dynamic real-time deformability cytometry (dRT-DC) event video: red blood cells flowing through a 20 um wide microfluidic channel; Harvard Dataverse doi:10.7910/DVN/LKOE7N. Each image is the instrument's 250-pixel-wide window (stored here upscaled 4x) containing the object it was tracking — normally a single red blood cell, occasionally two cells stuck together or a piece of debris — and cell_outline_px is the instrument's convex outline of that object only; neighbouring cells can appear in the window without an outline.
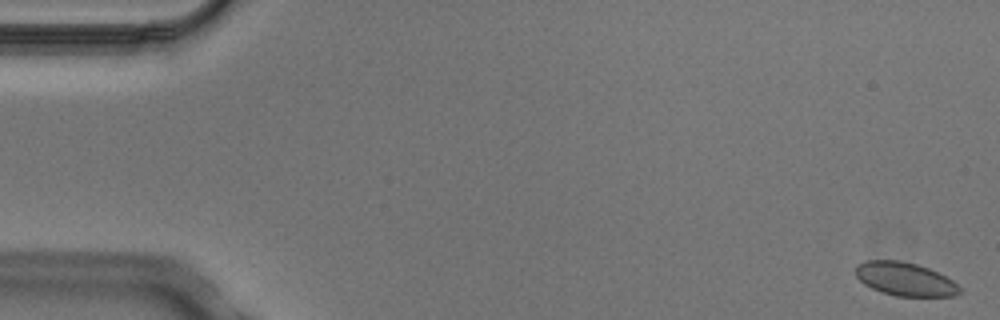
{"species": "Egyptian fruit bat (a non-hibernating species)", "species_latin": "Rousettus aegyptiacus", "temperature_condition": "cold", "stored_images_in_passage": 5, "camera_frame_rate_fps": 3000, "um_per_image_px": 0.085, "animal": {"sex": "male"}, "frame": {"image": 1, "passage_image": 1, "time_ms": 0.0, "image_size_px": [1000, 320], "cell_outline_px": [[960, 292], [956, 296], [896, 296], [880, 292], [864, 284], [856, 276], [856, 264], [864, 260], [900, 260], [916, 264], [928, 268], [952, 280], [960, 288]], "centroid_in_image_um": [76.89, 23.72], "position_along_channel_um": 8.1, "area_um2": 20.23}}
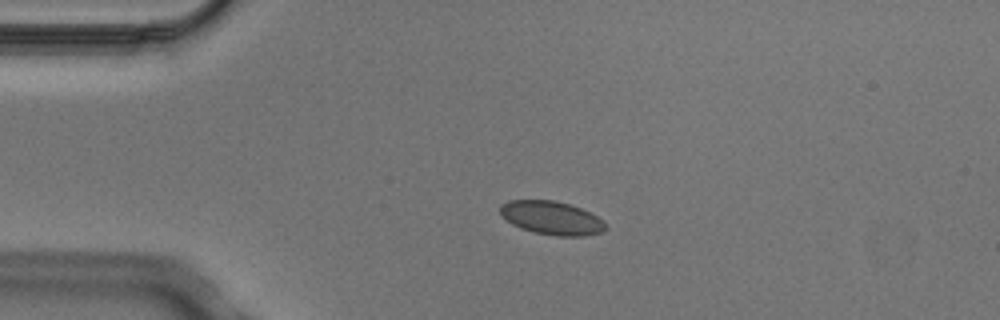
{"frame": {"image": 2, "passage_image": 4, "time_ms": 1.0, "image_size_px": [1000, 320], "cell_outline_px": [[608, 228], [604, 232], [584, 236], [556, 236], [536, 232], [520, 228], [512, 224], [500, 216], [500, 204], [508, 200], [552, 200], [568, 204], [580, 208], [604, 220]], "centroid_in_image_um": [46.89, 18.53], "position_along_channel_um": 38.1, "area_um2": 20.69}}